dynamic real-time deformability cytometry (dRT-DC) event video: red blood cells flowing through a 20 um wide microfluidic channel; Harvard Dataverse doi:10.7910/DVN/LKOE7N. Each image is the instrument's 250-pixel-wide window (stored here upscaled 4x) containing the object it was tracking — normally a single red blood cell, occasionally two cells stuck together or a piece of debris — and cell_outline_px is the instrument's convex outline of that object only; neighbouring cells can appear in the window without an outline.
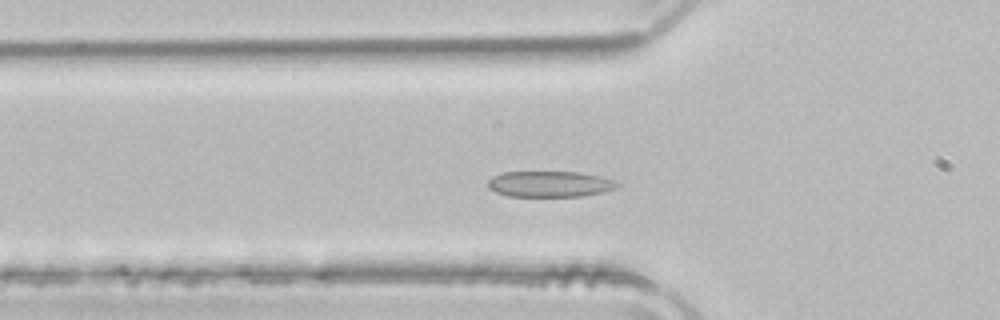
{"species": "common noctule bat (a hibernating species)", "species_latin": "Nyctalus noctula", "temperature_condition": "room temperature", "stored_images_in_passage": 43, "camera_frame_rate_fps": 3000, "um_per_image_px": 0.085, "animal": {"sex": "male", "body_mass_g": 21.5, "forearm_length_mm": 52.0}, "frame": {"image": 1, "passage_image": 14, "time_ms": 4.333, "image_size_px": [1000, 320], "cell_outline_px": [[620, 184], [616, 188], [604, 192], [580, 196], [508, 196], [496, 192], [488, 188], [488, 180], [492, 176], [504, 172], [576, 172], [600, 176], [612, 180]], "centroid_in_image_um": [46.71, 15.64], "position_along_channel_um": 79.1, "area_um2": 19.42}}
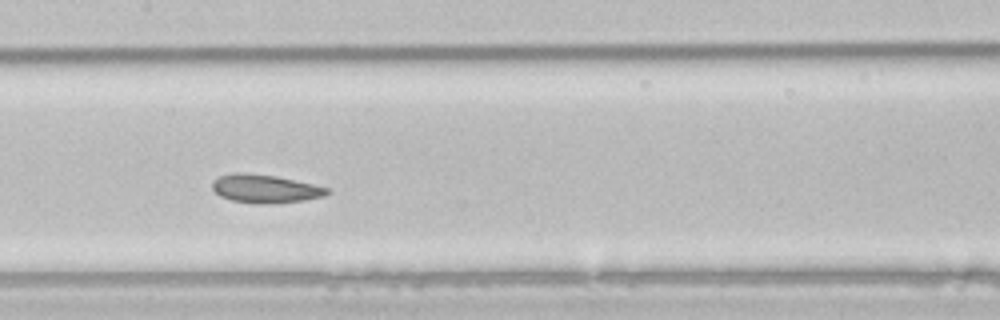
{"frame": {"image": 2, "passage_image": 22, "time_ms": 7.0, "image_size_px": [1000, 320], "cell_outline_px": [[328, 192], [324, 196], [304, 200], [268, 204], [232, 200], [220, 196], [212, 188], [212, 180], [220, 176], [232, 172], [244, 172], [276, 176], [312, 184], [328, 188]], "centroid_in_image_um": [22.49, 16.02], "position_along_channel_um": 184.9, "area_um2": 18.73}}
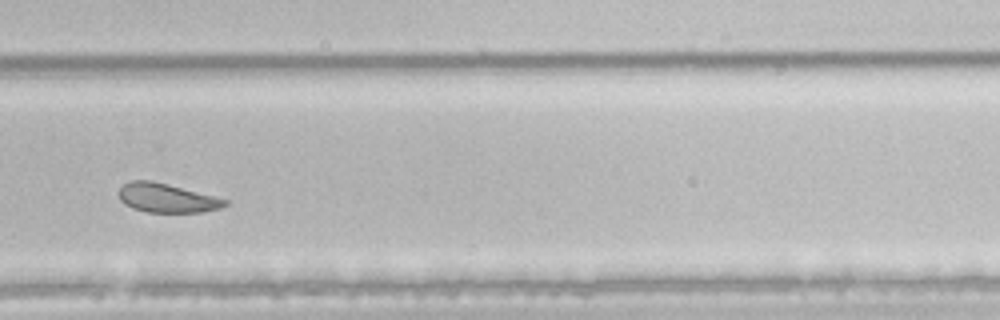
{"frame": {"image": 3, "passage_image": 32, "time_ms": 10.333, "image_size_px": [1000, 320], "cell_outline_px": [[228, 204], [220, 208], [200, 212], [148, 212], [132, 208], [124, 204], [120, 200], [116, 192], [124, 184], [132, 180], [148, 180], [168, 184], [228, 200]], "centroid_in_image_um": [14.12, 16.83], "position_along_channel_um": 315.7, "area_um2": 17.86}, "authors_computed_cell_mechanics": {"area_um2": 19.7676, "velocity_mm_per_s": 3.9445, "shape_relaxation_time_tau1_ms": 4.7712, "shape_relaxation_time_tau2_ms": 1.4143, "deformation_change_tau1": 0.1119, "deformation_change_tau2": 0.0714}}